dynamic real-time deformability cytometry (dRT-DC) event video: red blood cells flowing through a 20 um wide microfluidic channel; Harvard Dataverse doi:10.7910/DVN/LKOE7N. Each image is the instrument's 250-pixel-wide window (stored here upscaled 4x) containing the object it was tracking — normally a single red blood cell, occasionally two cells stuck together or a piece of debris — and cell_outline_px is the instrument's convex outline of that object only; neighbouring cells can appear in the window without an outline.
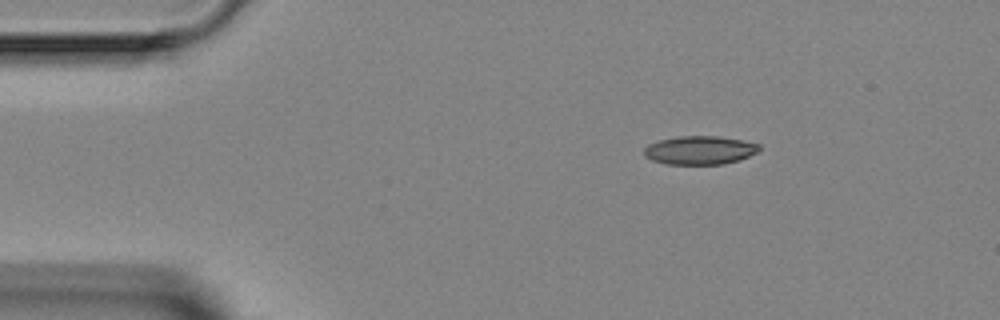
{"species": "Egyptian fruit bat (a non-hibernating species)", "species_latin": "Rousettus aegyptiacus", "temperature_condition": "room temperature", "stored_images_in_passage": 3, "camera_frame_rate_fps": 3000, "um_per_image_px": 0.085, "animal": {"sex": "female"}, "frame": {"image": 1, "passage_image": 3, "time_ms": 2.333, "image_size_px": [1000, 320], "cell_outline_px": [[760, 148], [756, 152], [740, 160], [724, 164], [668, 164], [652, 160], [644, 156], [644, 148], [648, 144], [660, 140], [680, 136], [716, 136], [740, 140], [760, 144]], "centroid_in_image_um": [59.46, 12.77], "position_along_channel_um": 25.5, "area_um2": 19.02}}